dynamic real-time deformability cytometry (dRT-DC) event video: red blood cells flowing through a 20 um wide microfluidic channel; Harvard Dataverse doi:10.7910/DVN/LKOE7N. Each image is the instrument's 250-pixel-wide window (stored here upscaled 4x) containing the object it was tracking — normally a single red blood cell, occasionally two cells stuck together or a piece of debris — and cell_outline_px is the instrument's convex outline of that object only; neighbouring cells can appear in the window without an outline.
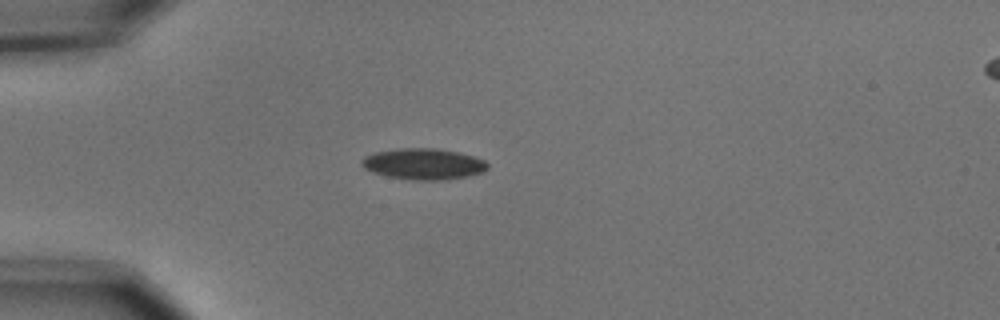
{"species": "common noctule bat (a hibernating species)", "species_latin": "Nyctalus noctula", "temperature_condition": "cold", "stored_images_in_passage": 41, "camera_frame_rate_fps": 3000, "um_per_image_px": 0.085, "animal": {"sex": "male", "body_mass_g": 15.6}, "frame": {"image": 1, "passage_image": 1, "time_ms": 0.0, "image_size_px": [1000, 320], "cell_outline_px": [[488, 168], [484, 172], [468, 176], [444, 180], [412, 180], [388, 176], [372, 172], [364, 168], [360, 164], [360, 160], [364, 156], [376, 152], [400, 148], [432, 148], [460, 152], [484, 160], [488, 164]], "centroid_in_image_um": [35.99, 13.94], "position_along_channel_um": 49.0, "area_um2": 22.89}}
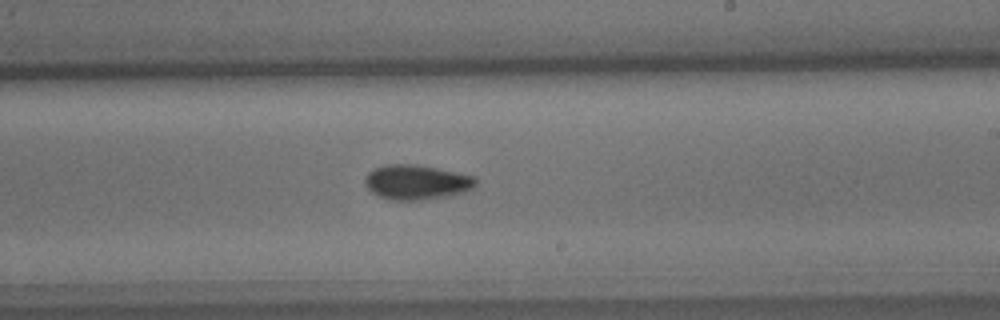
{"frame": {"image": 2, "passage_image": 19, "time_ms": 6.0, "image_size_px": [1000, 320], "cell_outline_px": [[476, 184], [472, 188], [464, 192], [452, 196], [424, 200], [388, 200], [372, 192], [364, 184], [364, 176], [372, 168], [384, 164], [416, 164], [476, 176]], "centroid_in_image_um": [35.38, 15.48], "position_along_channel_um": 253.6, "area_um2": 22.83}}
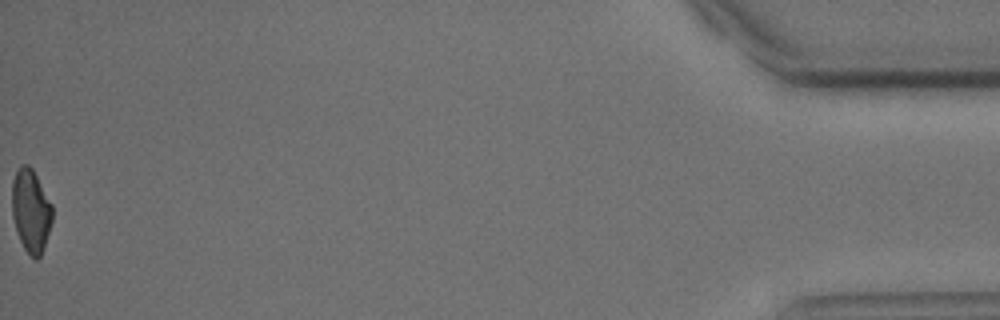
{"frame": {"image": 3, "passage_image": 41, "time_ms": 13.333, "image_size_px": [1000, 320], "cell_outline_px": [[52, 220], [40, 256], [36, 260], [24, 248], [20, 240], [12, 216], [12, 180], [20, 164], [28, 164], [32, 168], [52, 204]], "centroid_in_image_um": [2.61, 17.86], "position_along_channel_um": 432.6, "area_um2": 19.25}, "authors_computed_cell_mechanics": {"area_um2": 21.386, "velocity_mm_per_s": 3.6913, "shape_relaxation_time_tau1_ms": 4.0069, "shape_relaxation_time_tau2_ms": null, "deformation_change_tau1": 0.1113, "deformation_change_tau2": null}}